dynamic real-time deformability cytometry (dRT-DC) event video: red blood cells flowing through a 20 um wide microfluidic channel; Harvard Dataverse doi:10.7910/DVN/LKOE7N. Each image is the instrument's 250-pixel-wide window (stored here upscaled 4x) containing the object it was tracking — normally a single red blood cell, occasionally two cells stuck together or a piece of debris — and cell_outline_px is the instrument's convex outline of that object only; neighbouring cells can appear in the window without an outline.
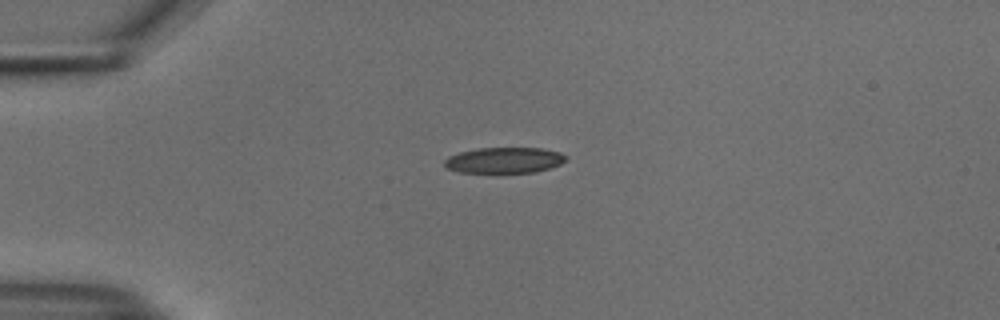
{"species": "common noctule bat (a hibernating species)", "species_latin": "Nyctalus noctula", "temperature_condition": "cold", "stored_images_in_passage": 41, "camera_frame_rate_fps": 3000, "um_per_image_px": 0.085, "animal": {"sex": "male", "body_mass_g": 18.8}, "frame": {"image": 1, "passage_image": 1, "time_ms": 0.0, "image_size_px": [1000, 320], "cell_outline_px": [[568, 156], [560, 164], [536, 172], [460, 172], [448, 168], [444, 164], [444, 160], [448, 156], [460, 152], [480, 148], [540, 148], [560, 152]], "centroid_in_image_um": [42.87, 13.61], "position_along_channel_um": 42.1, "area_um2": 18.03}}
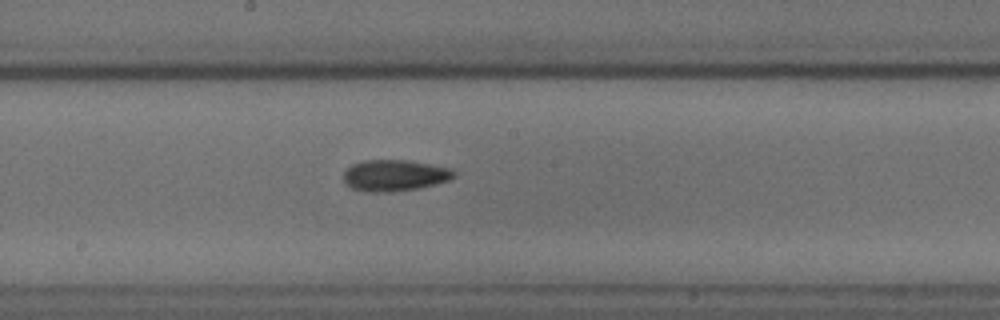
{"frame": {"image": 2, "passage_image": 17, "time_ms": 5.333, "image_size_px": [1000, 320], "cell_outline_px": [[456, 176], [448, 180], [436, 184], [416, 188], [392, 192], [368, 192], [352, 188], [344, 184], [344, 172], [352, 164], [364, 160], [408, 160], [452, 168], [456, 172]], "centroid_in_image_um": [33.54, 14.91], "position_along_channel_um": 214.7, "area_um2": 20.23}}
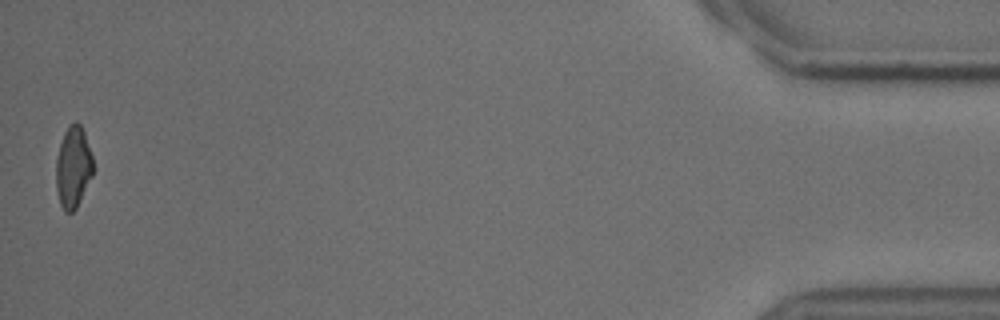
{"frame": {"image": 3, "passage_image": 41, "time_ms": 13.333, "image_size_px": [1000, 320], "cell_outline_px": [[92, 176], [76, 208], [72, 212], [64, 212], [60, 204], [56, 188], [56, 156], [64, 132], [68, 124], [76, 120], [80, 124], [84, 132], [92, 156]], "centroid_in_image_um": [6.2, 14.18], "position_along_channel_um": 429.0, "area_um2": 17.57}, "authors_computed_cell_mechanics": {"area_um2": 19.1896, "velocity_mm_per_s": 3.7523, "shape_relaxation_time_tau1_ms": 9.8031, "shape_relaxation_time_tau2_ms": 7.6978, "deformation_change_tau1": 0.1951, "deformation_change_tau2": 0.1539}}